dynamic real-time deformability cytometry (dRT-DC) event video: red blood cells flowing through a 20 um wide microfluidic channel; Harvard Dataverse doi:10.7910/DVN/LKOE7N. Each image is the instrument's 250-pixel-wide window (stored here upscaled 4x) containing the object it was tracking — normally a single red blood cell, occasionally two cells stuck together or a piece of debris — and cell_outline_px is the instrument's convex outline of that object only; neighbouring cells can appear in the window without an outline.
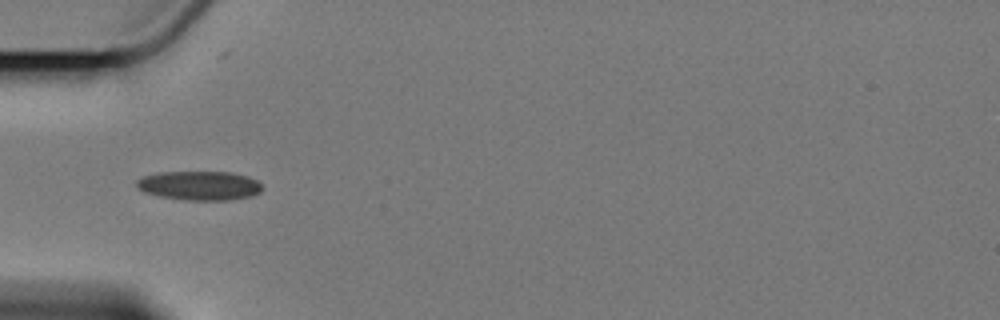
{"species": "Egyptian fruit bat (a non-hibernating species)", "species_latin": "Rousettus aegyptiacus", "temperature_condition": "cold", "stored_images_in_passage": 11, "camera_frame_rate_fps": 3000, "um_per_image_px": 0.085, "animal": {"sex": "female"}, "frame": {"image": 1, "passage_image": 5, "time_ms": 5.667, "image_size_px": [1000, 320], "cell_outline_px": [[264, 188], [260, 192], [252, 196], [232, 200], [184, 200], [160, 196], [144, 192], [136, 188], [136, 180], [140, 176], [156, 172], [232, 172], [248, 176], [256, 180]], "centroid_in_image_um": [16.93, 15.77], "position_along_channel_um": 68.1, "area_um2": 21.68}}
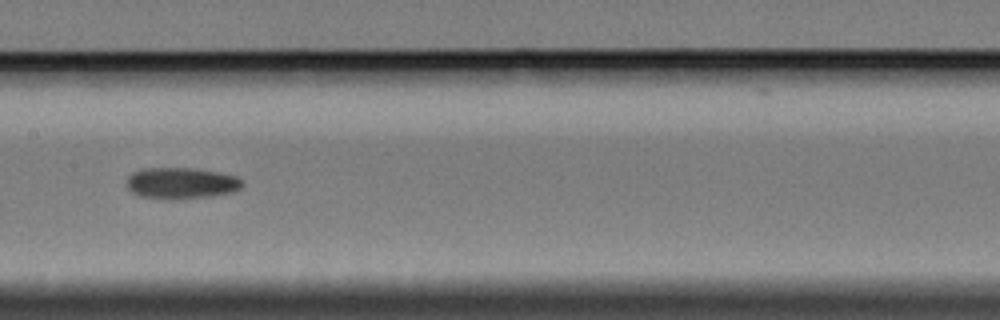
{"frame": {"image": 2, "passage_image": 8, "time_ms": 9.333, "image_size_px": [1000, 320], "cell_outline_px": [[244, 184], [236, 192], [208, 196], [176, 200], [164, 200], [140, 196], [132, 192], [128, 188], [128, 176], [132, 172], [144, 168], [192, 168], [220, 172], [236, 176], [244, 180]], "centroid_in_image_um": [15.44, 15.58], "position_along_channel_um": 192.0, "area_um2": 21.44}}
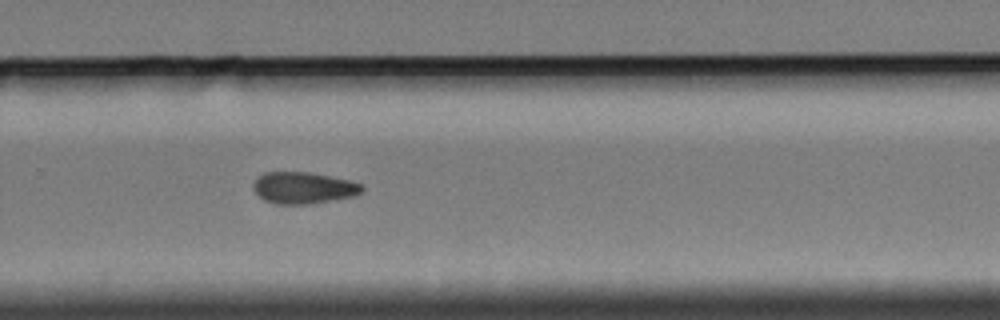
{"frame": {"image": 3, "passage_image": 11, "time_ms": 12.667, "image_size_px": [1000, 320], "cell_outline_px": [[364, 192], [352, 196], [312, 204], [276, 204], [264, 200], [252, 188], [252, 184], [264, 172], [308, 172], [348, 180], [360, 184], [364, 188]], "centroid_in_image_um": [25.78, 15.97], "position_along_channel_um": 304.0, "area_um2": 19.88}}